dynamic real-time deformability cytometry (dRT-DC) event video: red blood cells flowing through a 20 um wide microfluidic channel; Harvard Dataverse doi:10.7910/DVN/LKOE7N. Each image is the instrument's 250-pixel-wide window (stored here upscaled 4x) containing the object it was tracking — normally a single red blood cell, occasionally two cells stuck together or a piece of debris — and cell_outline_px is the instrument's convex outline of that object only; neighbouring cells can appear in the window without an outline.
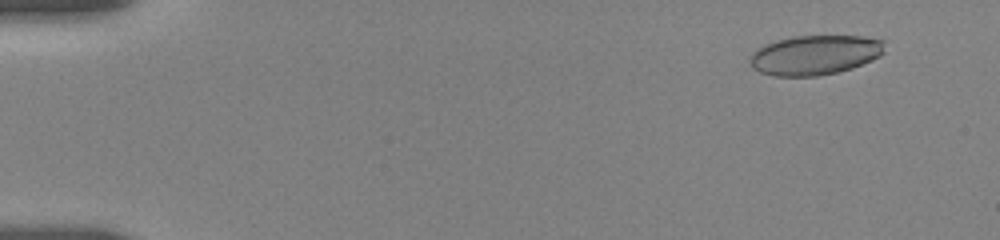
{"species": "human", "species_latin": "Homo sapiens", "temperature_condition": "room temperature", "stored_images_in_passage": 24, "camera_frame_rate_fps": 3000, "um_per_image_px": 0.085, "donor": {"sex": "female"}, "frame": {"image": 1, "passage_image": 4, "time_ms": 1.333, "image_size_px": [1000, 240], "cell_outline_px": [[884, 52], [880, 56], [872, 60], [852, 68], [836, 72], [816, 76], [772, 76], [760, 72], [752, 68], [748, 64], [748, 56], [756, 48], [764, 44], [776, 40], [792, 36], [864, 36], [884, 40]], "centroid_in_image_um": [69.21, 4.67], "position_along_channel_um": 15.8, "area_um2": 31.56}}
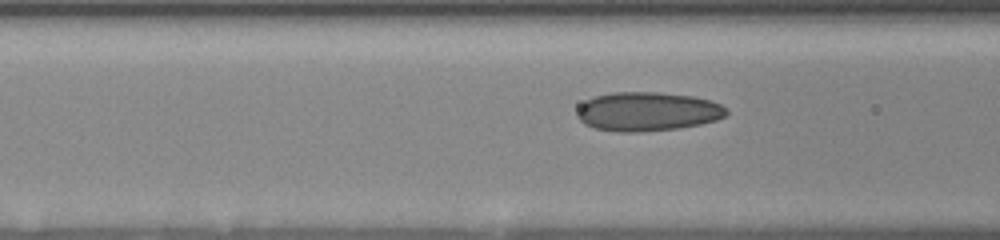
{"frame": {"image": 2, "passage_image": 19, "time_ms": 7.333, "image_size_px": [1000, 240], "cell_outline_px": [[728, 112], [724, 116], [716, 120], [700, 124], [680, 128], [640, 132], [620, 132], [596, 128], [584, 124], [576, 116], [576, 112], [580, 104], [584, 100], [592, 96], [612, 92], [656, 92], [692, 96], [712, 100], [728, 108]], "centroid_in_image_um": [55.01, 9.47], "position_along_channel_um": 111.6, "area_um2": 34.28}}
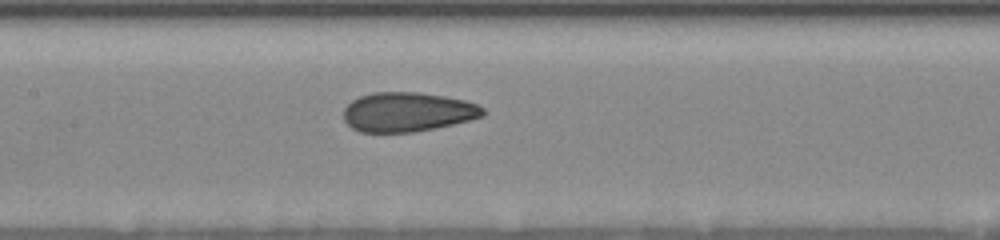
{"frame": {"image": 3, "passage_image": 24, "time_ms": 9.0, "image_size_px": [1000, 240], "cell_outline_px": [[484, 116], [452, 124], [412, 132], [360, 132], [352, 128], [344, 120], [344, 108], [352, 100], [360, 96], [372, 92], [420, 92], [444, 96], [464, 100], [476, 104], [484, 108]], "centroid_in_image_um": [34.61, 9.51], "position_along_channel_um": 172.8, "area_um2": 31.85}}